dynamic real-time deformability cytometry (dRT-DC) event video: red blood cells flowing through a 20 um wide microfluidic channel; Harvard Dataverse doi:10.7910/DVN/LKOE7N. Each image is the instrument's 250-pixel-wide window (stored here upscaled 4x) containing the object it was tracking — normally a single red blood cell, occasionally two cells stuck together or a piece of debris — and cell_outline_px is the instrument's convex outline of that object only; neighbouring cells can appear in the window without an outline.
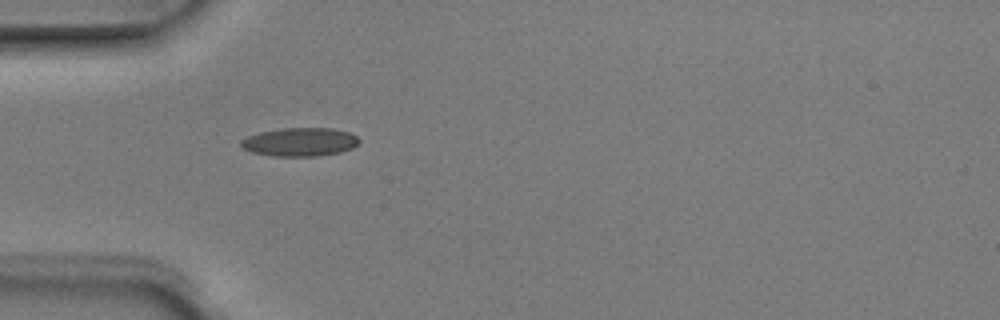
{"species": "Egyptian fruit bat (a non-hibernating species)", "species_latin": "Rousettus aegyptiacus", "temperature_condition": "room temperature", "stored_images_in_passage": 6, "camera_frame_rate_fps": 3000, "um_per_image_px": 0.085, "animal": {"sex": "male"}, "frame": {"image": 1, "passage_image": 5, "time_ms": 1.333, "image_size_px": [1000, 320], "cell_outline_px": [[360, 140], [352, 148], [340, 152], [316, 156], [276, 156], [252, 152], [244, 148], [240, 144], [240, 140], [248, 136], [260, 132], [280, 128], [332, 128], [348, 132], [356, 136]], "centroid_in_image_um": [25.48, 12.06], "position_along_channel_um": 59.5, "area_um2": 19.48}}
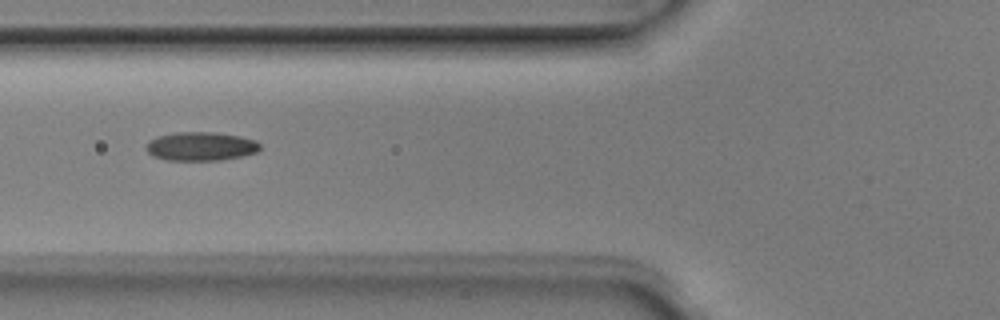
{"frame": {"image": 2, "passage_image": 6, "time_ms": 1.667, "image_size_px": [1000, 320], "cell_outline_px": [[260, 148], [256, 152], [240, 156], [220, 160], [168, 160], [152, 156], [144, 148], [148, 140], [156, 136], [176, 132], [212, 132], [240, 136], [256, 140], [260, 144]], "centroid_in_image_um": [17.02, 12.43], "position_along_channel_um": 108.8, "area_um2": 19.13}}